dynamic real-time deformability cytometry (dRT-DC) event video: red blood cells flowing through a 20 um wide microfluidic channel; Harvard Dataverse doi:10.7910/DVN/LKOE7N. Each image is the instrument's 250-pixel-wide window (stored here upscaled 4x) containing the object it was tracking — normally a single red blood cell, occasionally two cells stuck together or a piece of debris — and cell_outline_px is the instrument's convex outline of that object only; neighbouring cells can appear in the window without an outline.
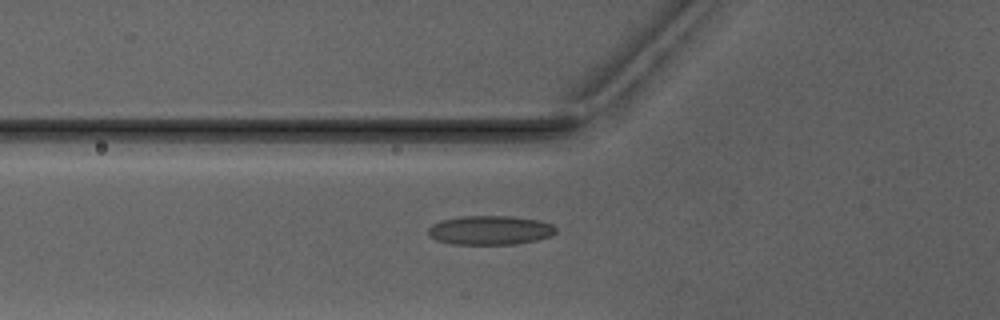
{"species": "Egyptian fruit bat (a non-hibernating species)", "species_latin": "Rousettus aegyptiacus", "temperature_condition": "warm", "stored_images_in_passage": 6, "camera_frame_rate_fps": 3000, "um_per_image_px": 0.085, "animal": {"sex": "male"}, "frame": {"image": 1, "passage_image": 6, "time_ms": 6.0, "image_size_px": [1000, 320], "cell_outline_px": [[556, 232], [552, 236], [536, 240], [516, 244], [452, 244], [436, 240], [428, 236], [428, 228], [432, 224], [440, 220], [464, 216], [512, 216], [540, 220], [552, 224], [556, 228]], "centroid_in_image_um": [41.66, 19.56], "position_along_channel_um": 84.1, "area_um2": 21.85}}